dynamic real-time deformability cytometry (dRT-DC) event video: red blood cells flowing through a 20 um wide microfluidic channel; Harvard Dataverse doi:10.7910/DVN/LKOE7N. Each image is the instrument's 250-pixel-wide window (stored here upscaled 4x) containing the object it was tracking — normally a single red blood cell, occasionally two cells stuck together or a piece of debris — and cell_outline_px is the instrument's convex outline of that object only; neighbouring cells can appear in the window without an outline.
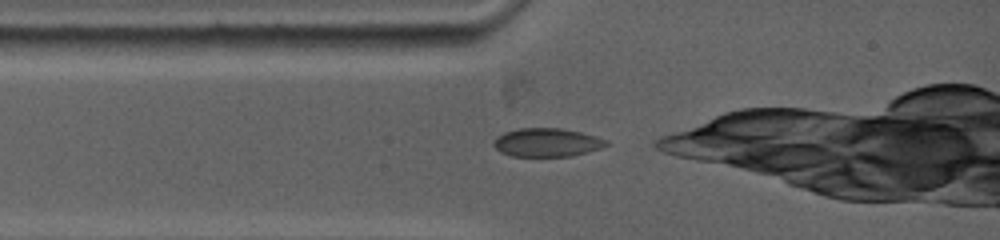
{"species": "common noctule bat (a hibernating species)", "species_latin": "Nyctalus noctula", "temperature_condition": "warm", "stored_images_in_passage": 29, "camera_frame_rate_fps": 5000, "um_per_image_px": 0.085, "animal": {"sex": "female", "body_mass_g": 19.0, "forearm_length_mm": 53.3}, "frame": {"image": 1, "passage_image": 1, "time_ms": 0.0, "image_size_px": [1000, 240], "cell_outline_px": [[608, 144], [604, 148], [572, 156], [512, 156], [500, 152], [492, 144], [492, 140], [496, 136], [504, 132], [520, 128], [560, 128], [580, 132], [596, 136], [608, 140]], "centroid_in_image_um": [46.48, 12.11], "position_along_channel_um": 38.5, "area_um2": 18.9}}
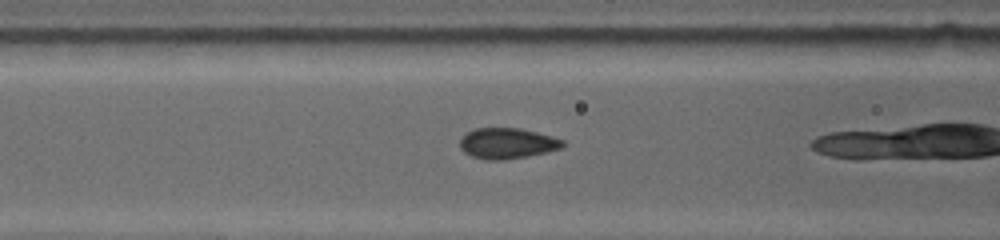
{"frame": {"image": 2, "passage_image": 8, "time_ms": 2.2, "image_size_px": [1000, 240], "cell_outline_px": [[568, 144], [564, 148], [528, 156], [504, 160], [484, 160], [472, 156], [464, 152], [460, 148], [460, 140], [464, 132], [476, 128], [520, 128], [552, 136], [564, 140]], "centroid_in_image_um": [43.13, 12.18], "position_along_channel_um": 123.5, "area_um2": 18.73}}
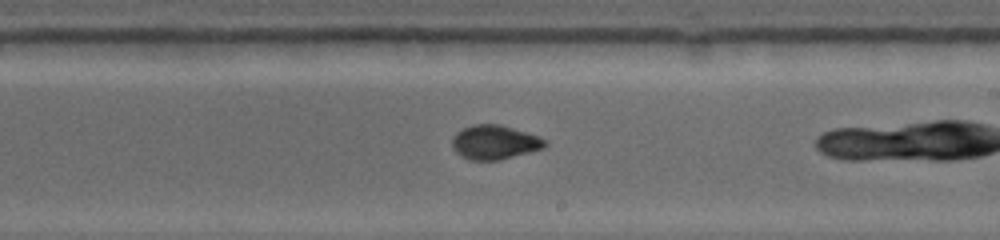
{"frame": {"image": 3, "passage_image": 17, "time_ms": 5.4, "image_size_px": [1000, 240], "cell_outline_px": [[548, 144], [544, 148], [500, 160], [472, 160], [460, 156], [452, 148], [452, 136], [456, 132], [472, 124], [500, 124], [548, 140]], "centroid_in_image_um": [42.02, 12.1], "position_along_channel_um": 247.0, "area_um2": 18.5}}